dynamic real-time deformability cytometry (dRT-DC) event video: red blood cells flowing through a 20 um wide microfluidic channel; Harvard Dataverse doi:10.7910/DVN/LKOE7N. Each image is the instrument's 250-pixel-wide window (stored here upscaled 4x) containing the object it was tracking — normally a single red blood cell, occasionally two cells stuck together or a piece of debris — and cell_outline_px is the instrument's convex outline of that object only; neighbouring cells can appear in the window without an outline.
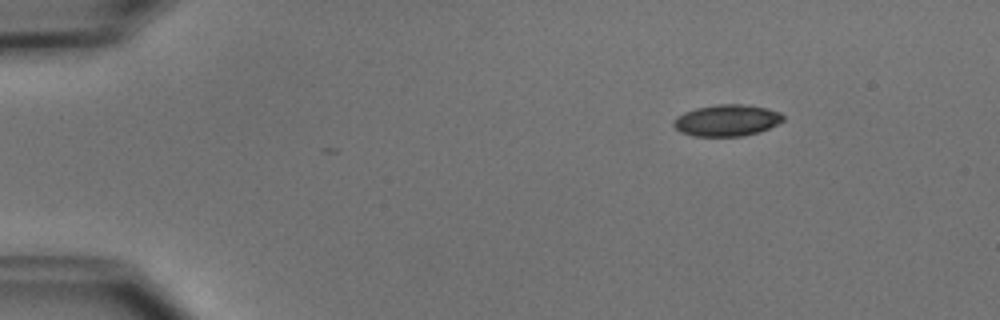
{"species": "common noctule bat (a hibernating species)", "species_latin": "Nyctalus noctula", "temperature_condition": "cold", "stored_images_in_passage": 2, "camera_frame_rate_fps": 3000, "um_per_image_px": 0.085, "animal": {"sex": "male", "body_mass_g": 15.6}, "frame": {"image": 1, "passage_image": 1, "time_ms": 0.0, "image_size_px": [1000, 320], "cell_outline_px": [[784, 120], [760, 132], [744, 136], [692, 136], [680, 132], [672, 124], [672, 120], [676, 116], [684, 112], [696, 108], [716, 104], [740, 104], [768, 108], [780, 112], [784, 116]], "centroid_in_image_um": [61.76, 10.23], "position_along_channel_um": 23.2, "area_um2": 20.29}}